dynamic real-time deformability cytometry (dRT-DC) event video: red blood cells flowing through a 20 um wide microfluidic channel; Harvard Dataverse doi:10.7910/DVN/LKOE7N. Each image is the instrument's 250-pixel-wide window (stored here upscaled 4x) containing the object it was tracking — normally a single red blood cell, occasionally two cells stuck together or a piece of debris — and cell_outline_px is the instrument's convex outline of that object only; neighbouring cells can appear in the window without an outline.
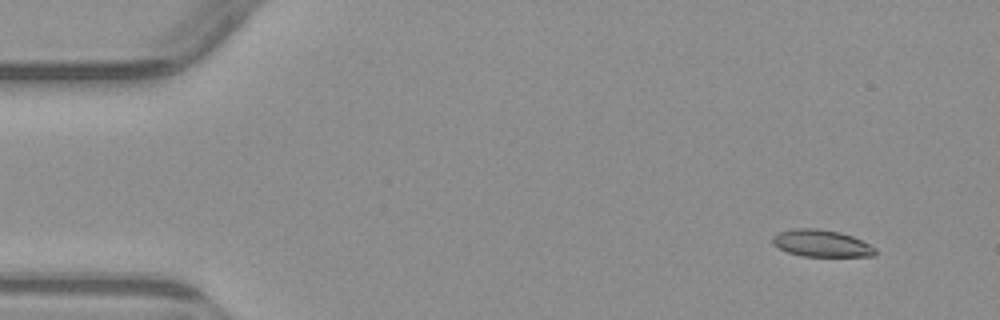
{"species": "common noctule bat (a hibernating species)", "species_latin": "Nyctalus noctula", "temperature_condition": "warm", "stored_images_in_passage": 6, "segment_of_instrument_passage": [1, 2], "camera_frame_rate_fps": 3000, "um_per_image_px": 0.085, "animal": {"sex": "male", "body_mass_g": 23.1, "forearm_length_mm": 52.7}, "frame": {"image": 1, "passage_image": 2, "time_ms": 1.333, "image_size_px": [1000, 320], "cell_outline_px": [[876, 252], [872, 256], [800, 256], [788, 252], [772, 244], [772, 236], [780, 232], [796, 228], [816, 228], [840, 232], [852, 236], [876, 248]], "centroid_in_image_um": [69.8, 20.68], "position_along_channel_um": 15.2, "area_um2": 16.01}}